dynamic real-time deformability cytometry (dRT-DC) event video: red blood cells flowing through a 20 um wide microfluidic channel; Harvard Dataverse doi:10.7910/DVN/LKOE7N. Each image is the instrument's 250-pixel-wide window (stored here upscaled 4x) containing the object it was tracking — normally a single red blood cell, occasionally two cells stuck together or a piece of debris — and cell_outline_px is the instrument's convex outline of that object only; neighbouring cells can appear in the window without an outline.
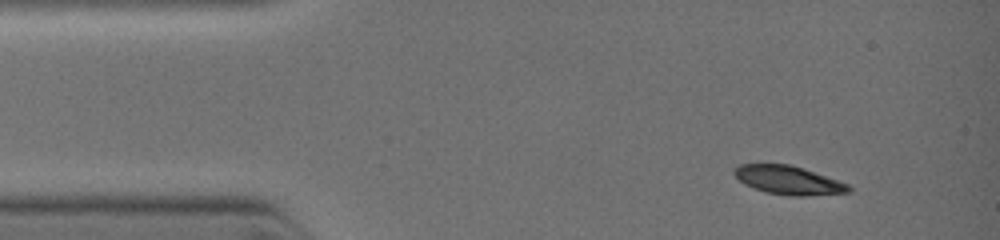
{"species": "common noctule bat (a hibernating species)", "species_latin": "Nyctalus noctula", "temperature_condition": "warm", "stored_images_in_passage": 2, "camera_frame_rate_fps": 3000, "um_per_image_px": 0.085, "animal": {"sex": "female", "body_mass_g": 19.0, "forearm_length_mm": 51.5}, "frame": {"image": 1, "passage_image": 1, "time_ms": 0.0, "image_size_px": [1000, 240], "cell_outline_px": [[852, 192], [804, 196], [788, 196], [764, 192], [752, 188], [744, 184], [736, 176], [736, 168], [740, 164], [788, 164], [804, 168], [848, 184], [852, 188]], "centroid_in_image_um": [67.04, 15.33], "position_along_channel_um": 18.0, "area_um2": 19.02}}
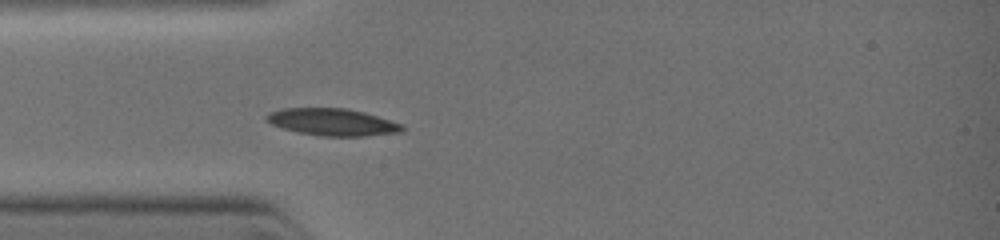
{"frame": {"image": 2, "passage_image": 2, "time_ms": 2.0, "image_size_px": [1000, 240], "cell_outline_px": [[404, 128], [400, 132], [368, 136], [320, 136], [296, 132], [272, 124], [264, 120], [264, 116], [268, 112], [284, 108], [348, 108], [364, 112], [404, 124]], "centroid_in_image_um": [28.24, 10.37], "position_along_channel_um": 56.8, "area_um2": 21.62}}